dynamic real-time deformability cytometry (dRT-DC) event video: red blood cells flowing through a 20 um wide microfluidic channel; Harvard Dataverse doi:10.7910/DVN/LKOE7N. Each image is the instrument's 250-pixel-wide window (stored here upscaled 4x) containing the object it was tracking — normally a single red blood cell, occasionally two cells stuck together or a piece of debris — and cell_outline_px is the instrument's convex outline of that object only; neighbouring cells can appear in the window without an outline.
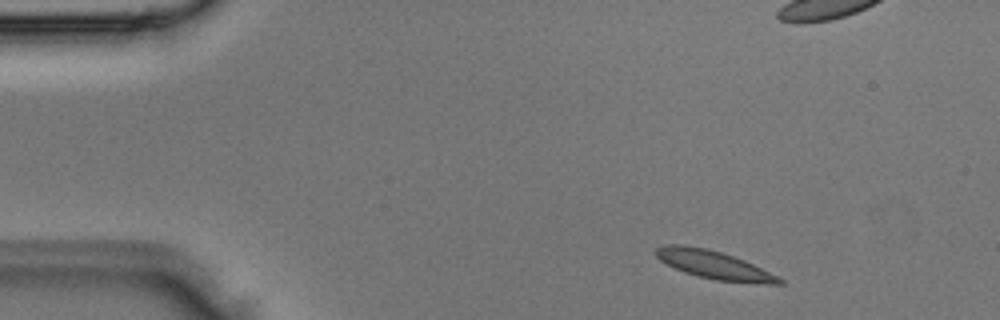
{"species": "Egyptian fruit bat (a non-hibernating species)", "species_latin": "Rousettus aegyptiacus", "temperature_condition": "room temperature", "stored_images_in_passage": 3, "camera_frame_rate_fps": 3000, "um_per_image_px": 0.085, "animal": {"sex": "male"}, "frame": {"image": 1, "passage_image": 3, "time_ms": 0.667, "image_size_px": [1000, 320], "cell_outline_px": [[784, 284], [764, 284], [716, 280], [696, 276], [684, 272], [660, 260], [656, 256], [656, 248], [664, 244], [680, 244], [704, 248], [720, 252], [744, 260], [784, 280]], "centroid_in_image_um": [60.66, 22.52], "position_along_channel_um": 24.3, "area_um2": 19.94}}